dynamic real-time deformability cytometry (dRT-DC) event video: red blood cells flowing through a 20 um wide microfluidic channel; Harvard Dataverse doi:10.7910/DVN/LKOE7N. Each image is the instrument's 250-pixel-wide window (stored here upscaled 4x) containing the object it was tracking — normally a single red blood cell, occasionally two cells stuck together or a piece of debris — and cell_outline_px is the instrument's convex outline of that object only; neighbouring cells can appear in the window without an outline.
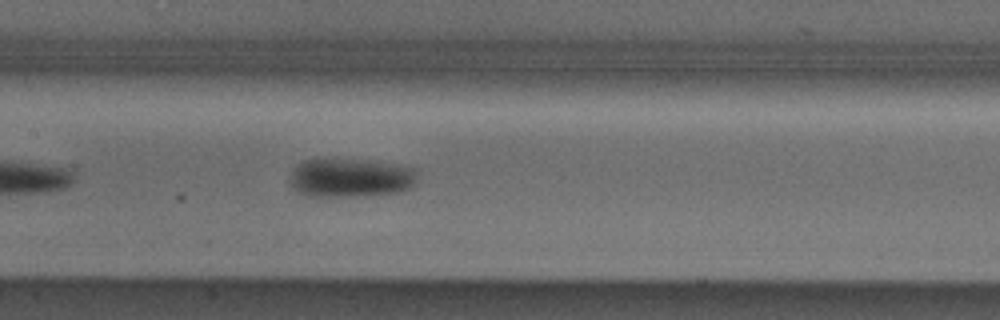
{"species": "Egyptian fruit bat (a non-hibernating species)", "species_latin": "Rousettus aegyptiacus", "temperature_condition": "cold", "stored_images_in_passage": 26, "camera_frame_rate_fps": 3000, "um_per_image_px": 0.085, "animal": {"sex": "male"}, "frame": {"image": 1, "passage_image": 12, "time_ms": 3.667, "image_size_px": [1000, 320], "cell_outline_px": [[416, 180], [412, 188], [400, 192], [364, 196], [304, 196], [292, 184], [292, 168], [304, 160], [320, 156], [364, 160], [392, 164], [416, 168]], "centroid_in_image_um": [29.8, 15.08], "position_along_channel_um": 177.6, "area_um2": 29.42}}